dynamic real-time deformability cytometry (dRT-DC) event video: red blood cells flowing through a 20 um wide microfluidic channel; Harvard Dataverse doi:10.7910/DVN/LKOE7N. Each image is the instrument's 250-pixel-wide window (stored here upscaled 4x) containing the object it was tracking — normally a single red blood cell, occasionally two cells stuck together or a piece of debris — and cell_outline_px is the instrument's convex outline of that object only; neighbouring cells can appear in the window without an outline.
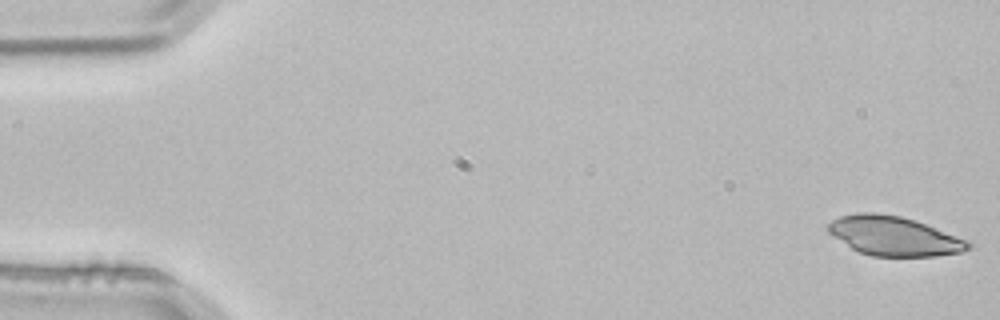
{"species": "common noctule bat (a hibernating species)", "species_latin": "Nyctalus noctula", "temperature_condition": "room temperature", "stored_images_in_passage": 3, "camera_frame_rate_fps": 3000, "um_per_image_px": 0.085, "animal": {"sex": "male", "body_mass_g": 21.5, "forearm_length_mm": 52.0}, "frame": {"image": 1, "passage_image": 1, "time_ms": 0.0, "image_size_px": [1000, 320], "cell_outline_px": [[972, 248], [960, 252], [936, 256], [872, 256], [860, 252], [852, 248], [828, 232], [828, 224], [832, 220], [840, 216], [860, 212], [876, 212], [900, 216], [924, 224], [968, 240], [972, 244]], "centroid_in_image_um": [75.99, 20.06], "position_along_channel_um": 9.0, "area_um2": 31.73}}